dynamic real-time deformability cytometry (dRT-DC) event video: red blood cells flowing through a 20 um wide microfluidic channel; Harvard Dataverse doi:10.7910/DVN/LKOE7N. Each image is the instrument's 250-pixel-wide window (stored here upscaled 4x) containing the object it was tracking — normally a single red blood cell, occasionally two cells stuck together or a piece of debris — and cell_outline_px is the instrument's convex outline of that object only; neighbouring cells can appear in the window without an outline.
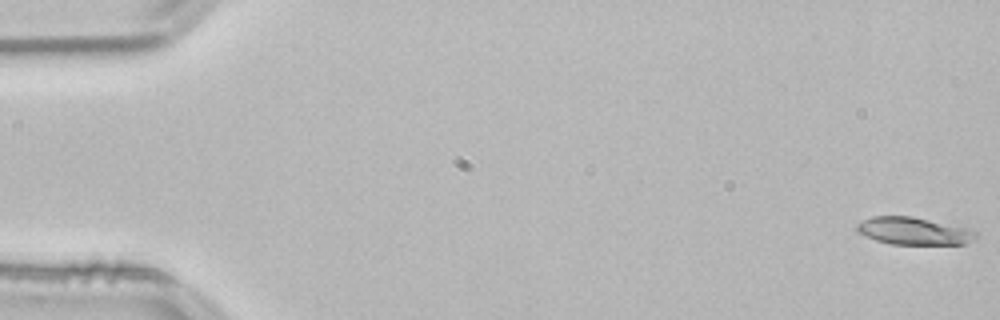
{"species": "common noctule bat (a hibernating species)", "species_latin": "Nyctalus noctula", "temperature_condition": "room temperature", "stored_images_in_passage": 53, "camera_frame_rate_fps": 3000, "um_per_image_px": 0.085, "animal": {"sex": "male", "body_mass_g": 21.5, "forearm_length_mm": 52.0}, "frame": {"image": 1, "passage_image": 1, "time_ms": 0.0, "image_size_px": [1000, 320], "cell_outline_px": [[980, 236], [976, 240], [964, 244], [892, 244], [876, 240], [864, 236], [856, 232], [856, 224], [872, 216], [912, 216], [968, 228], [976, 232]], "centroid_in_image_um": [77.69, 19.64], "position_along_channel_um": 7.3, "area_um2": 19.19}}
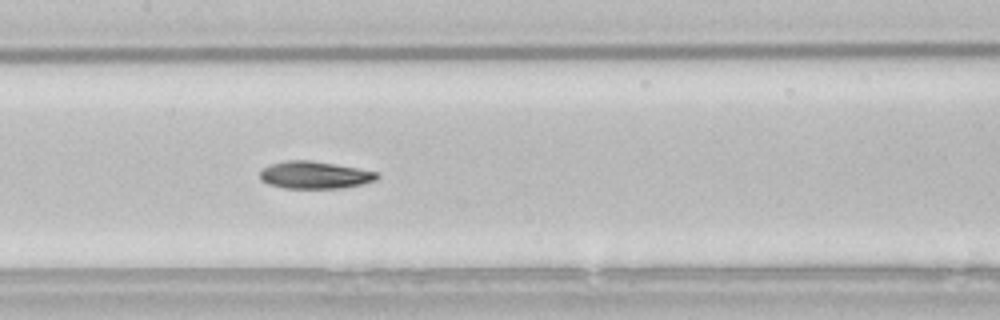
{"frame": {"image": 2, "passage_image": 26, "time_ms": 8.333, "image_size_px": [1000, 320], "cell_outline_px": [[380, 176], [376, 180], [360, 184], [340, 188], [284, 188], [268, 184], [260, 180], [260, 172], [268, 164], [288, 160], [308, 160], [356, 168], [376, 172]], "centroid_in_image_um": [26.7, 14.88], "position_along_channel_um": 180.7, "area_um2": 18.44}}
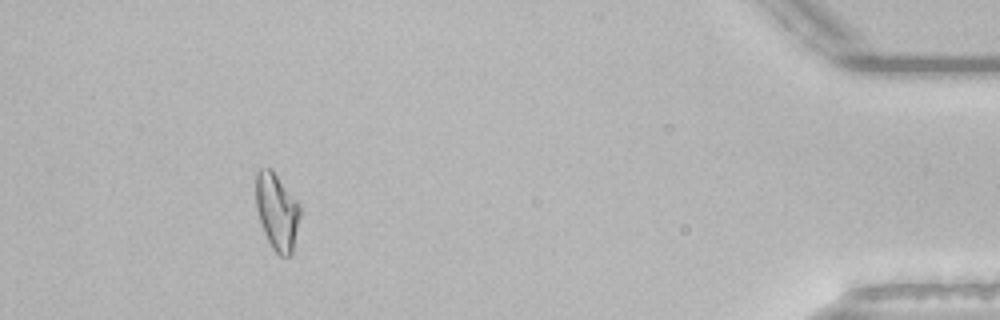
{"frame": {"image": 3, "passage_image": 49, "time_ms": 16.0, "image_size_px": [1000, 320], "cell_outline_px": [[300, 216], [292, 252], [288, 256], [280, 256], [272, 248], [264, 232], [256, 208], [256, 172], [260, 168], [272, 168], [300, 204]], "centroid_in_image_um": [23.54, 17.95], "position_along_channel_um": 411.7, "area_um2": 19.71}, "authors_computed_cell_mechanics": {"area_um2": 18.7272, "velocity_mm_per_s": 3.8331, "shape_relaxation_time_tau1_ms": null, "shape_relaxation_time_tau2_ms": 5.3902, "deformation_change_tau1": null, "deformation_change_tau2": 0.1321}}